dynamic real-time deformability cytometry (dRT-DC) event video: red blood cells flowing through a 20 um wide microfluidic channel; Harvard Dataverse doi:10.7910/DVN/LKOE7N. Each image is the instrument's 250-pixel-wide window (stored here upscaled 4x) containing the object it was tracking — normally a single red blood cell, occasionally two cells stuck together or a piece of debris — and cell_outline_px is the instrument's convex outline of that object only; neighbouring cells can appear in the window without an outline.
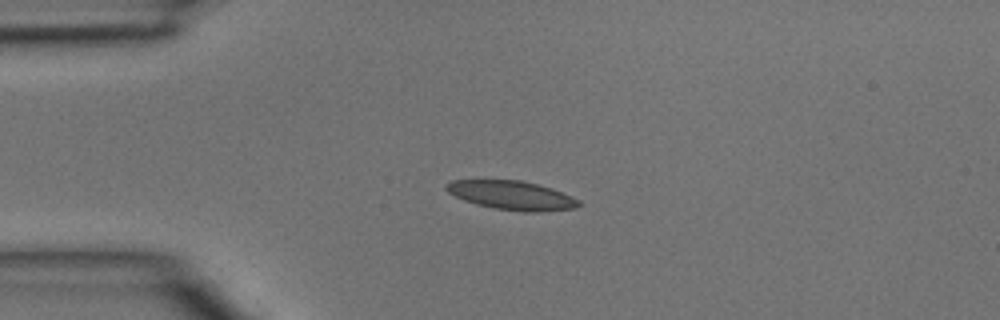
{"species": "common noctule bat (a hibernating species)", "species_latin": "Nyctalus noctula", "temperature_condition": "room temperature", "stored_images_in_passage": 2, "camera_frame_rate_fps": 3000, "um_per_image_px": 0.085, "animal": {"sex": "male", "body_mass_g": 15.6}, "frame": {"image": 1, "passage_image": 2, "time_ms": 0.333, "image_size_px": [1000, 320], "cell_outline_px": [[580, 204], [576, 208], [536, 212], [524, 212], [492, 208], [476, 204], [464, 200], [448, 192], [444, 188], [444, 184], [452, 180], [520, 180], [552, 188], [580, 200]], "centroid_in_image_um": [43.48, 16.6], "position_along_channel_um": 41.5, "area_um2": 22.31}}